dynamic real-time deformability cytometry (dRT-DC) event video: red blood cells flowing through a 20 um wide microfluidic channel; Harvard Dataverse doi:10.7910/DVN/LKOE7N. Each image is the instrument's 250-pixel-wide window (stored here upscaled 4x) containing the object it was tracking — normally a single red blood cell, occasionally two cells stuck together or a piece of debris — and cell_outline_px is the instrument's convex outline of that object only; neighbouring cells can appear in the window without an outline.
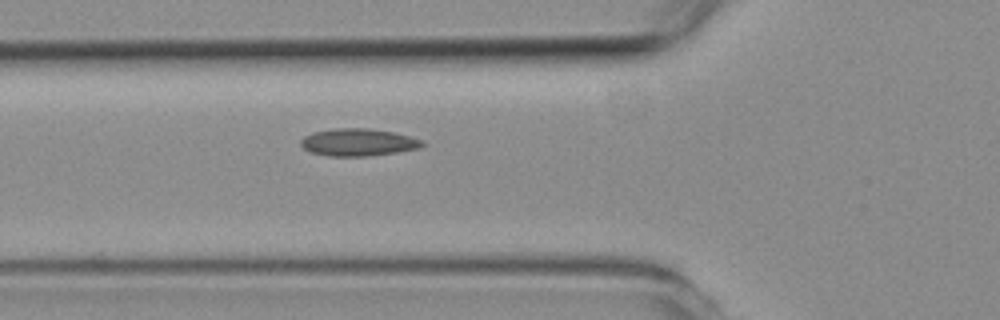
{"species": "common noctule bat (a hibernating species)", "species_latin": "Nyctalus noctula", "temperature_condition": "room temperature", "stored_images_in_passage": 2, "camera_frame_rate_fps": 3000, "um_per_image_px": 0.085, "animal": {"sex": "female", "body_mass_g": 19.3, "forearm_length_mm": 54.1}, "frame": {"image": 1, "passage_image": 2, "time_ms": 1.0, "image_size_px": [1000, 320], "cell_outline_px": [[424, 144], [420, 148], [396, 152], [368, 156], [328, 156], [312, 152], [304, 148], [300, 144], [300, 140], [304, 136], [312, 132], [336, 128], [368, 128], [392, 132], [408, 136], [420, 140]], "centroid_in_image_um": [30.4, 12.09], "position_along_channel_um": 95.4, "area_um2": 19.19}}